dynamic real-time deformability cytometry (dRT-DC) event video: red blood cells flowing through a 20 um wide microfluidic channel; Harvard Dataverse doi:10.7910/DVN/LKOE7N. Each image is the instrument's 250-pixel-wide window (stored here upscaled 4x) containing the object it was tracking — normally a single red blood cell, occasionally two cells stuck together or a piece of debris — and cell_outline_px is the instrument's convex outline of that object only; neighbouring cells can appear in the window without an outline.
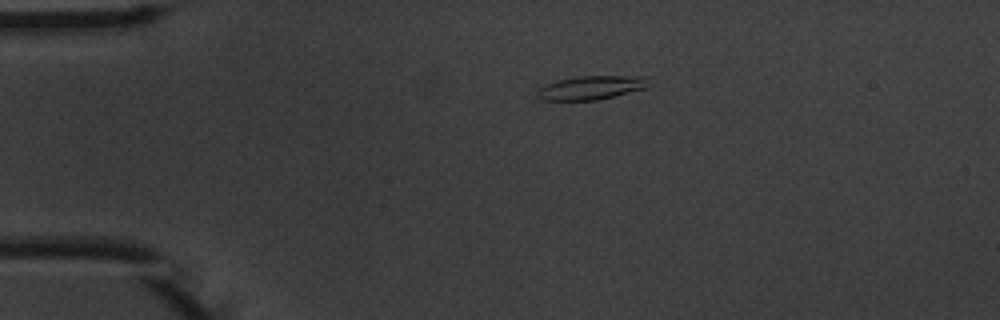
{"species": "common noctule bat (a hibernating species)", "species_latin": "Nyctalus noctula", "temperature_condition": "warm", "stored_images_in_passage": 2, "camera_frame_rate_fps": 3000, "um_per_image_px": 0.085, "animal": {"sex": "male", "body_mass_g": 20.1, "forearm_length_mm": 53.5}, "frame": {"image": 1, "passage_image": 1, "time_ms": 0.0, "image_size_px": [1000, 320], "cell_outline_px": [[652, 76], [648, 88], [596, 100], [540, 100], [536, 96], [536, 88], [544, 84], [556, 80], [580, 76]], "centroid_in_image_um": [50.26, 7.44], "position_along_channel_um": 34.7, "area_um2": 15.84}}